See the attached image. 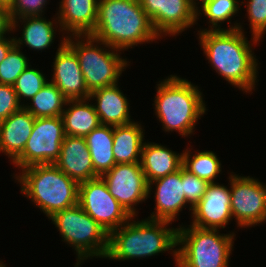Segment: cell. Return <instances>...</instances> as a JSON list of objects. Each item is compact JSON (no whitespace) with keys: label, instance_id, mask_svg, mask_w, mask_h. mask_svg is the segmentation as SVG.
<instances>
[{"label":"cell","instance_id":"cell-1","mask_svg":"<svg viewBox=\"0 0 266 267\" xmlns=\"http://www.w3.org/2000/svg\"><path fill=\"white\" fill-rule=\"evenodd\" d=\"M239 23L229 29L198 31L200 46L213 66L228 83L246 93L255 88L257 82V59Z\"/></svg>","mask_w":266,"mask_h":267},{"label":"cell","instance_id":"cell-2","mask_svg":"<svg viewBox=\"0 0 266 267\" xmlns=\"http://www.w3.org/2000/svg\"><path fill=\"white\" fill-rule=\"evenodd\" d=\"M90 36L121 51L160 38L138 0H99Z\"/></svg>","mask_w":266,"mask_h":267},{"label":"cell","instance_id":"cell-3","mask_svg":"<svg viewBox=\"0 0 266 267\" xmlns=\"http://www.w3.org/2000/svg\"><path fill=\"white\" fill-rule=\"evenodd\" d=\"M170 223L148 218L136 222L132 216L109 234V248L105 258L118 261L141 259L172 250L177 262V249L174 247L177 246L178 227L168 228Z\"/></svg>","mask_w":266,"mask_h":267},{"label":"cell","instance_id":"cell-4","mask_svg":"<svg viewBox=\"0 0 266 267\" xmlns=\"http://www.w3.org/2000/svg\"><path fill=\"white\" fill-rule=\"evenodd\" d=\"M157 86L155 114L164 131H176L182 137L191 135L196 122L206 112L198 87L177 75H170Z\"/></svg>","mask_w":266,"mask_h":267},{"label":"cell","instance_id":"cell-5","mask_svg":"<svg viewBox=\"0 0 266 267\" xmlns=\"http://www.w3.org/2000/svg\"><path fill=\"white\" fill-rule=\"evenodd\" d=\"M16 175L21 192L38 206L48 219L56 212L78 204L79 183L55 164H36Z\"/></svg>","mask_w":266,"mask_h":267},{"label":"cell","instance_id":"cell-6","mask_svg":"<svg viewBox=\"0 0 266 267\" xmlns=\"http://www.w3.org/2000/svg\"><path fill=\"white\" fill-rule=\"evenodd\" d=\"M219 233V234H218ZM234 233L189 225L177 229V267H229Z\"/></svg>","mask_w":266,"mask_h":267},{"label":"cell","instance_id":"cell-7","mask_svg":"<svg viewBox=\"0 0 266 267\" xmlns=\"http://www.w3.org/2000/svg\"><path fill=\"white\" fill-rule=\"evenodd\" d=\"M71 38L72 35L66 36V44L78 57L80 69L90 93L118 83L119 76L128 65L126 58H121L117 53L121 50L112 48L90 35H73L75 42ZM97 43L103 45L104 48L99 47Z\"/></svg>","mask_w":266,"mask_h":267},{"label":"cell","instance_id":"cell-8","mask_svg":"<svg viewBox=\"0 0 266 267\" xmlns=\"http://www.w3.org/2000/svg\"><path fill=\"white\" fill-rule=\"evenodd\" d=\"M63 240L72 245L78 256L75 267L90 257H106L109 234L79 204L56 212L50 217ZM82 260V261H81Z\"/></svg>","mask_w":266,"mask_h":267},{"label":"cell","instance_id":"cell-9","mask_svg":"<svg viewBox=\"0 0 266 267\" xmlns=\"http://www.w3.org/2000/svg\"><path fill=\"white\" fill-rule=\"evenodd\" d=\"M64 137L61 116L35 118L25 148L13 164L21 169L36 164H54L59 158Z\"/></svg>","mask_w":266,"mask_h":267},{"label":"cell","instance_id":"cell-10","mask_svg":"<svg viewBox=\"0 0 266 267\" xmlns=\"http://www.w3.org/2000/svg\"><path fill=\"white\" fill-rule=\"evenodd\" d=\"M78 204L108 234L132 217L110 194L101 177L79 183Z\"/></svg>","mask_w":266,"mask_h":267},{"label":"cell","instance_id":"cell-11","mask_svg":"<svg viewBox=\"0 0 266 267\" xmlns=\"http://www.w3.org/2000/svg\"><path fill=\"white\" fill-rule=\"evenodd\" d=\"M231 212L239 227L266 222V185L250 176L229 177Z\"/></svg>","mask_w":266,"mask_h":267},{"label":"cell","instance_id":"cell-12","mask_svg":"<svg viewBox=\"0 0 266 267\" xmlns=\"http://www.w3.org/2000/svg\"><path fill=\"white\" fill-rule=\"evenodd\" d=\"M106 183L110 194L133 217L135 207L148 197V182L140 163L115 164L100 176Z\"/></svg>","mask_w":266,"mask_h":267},{"label":"cell","instance_id":"cell-13","mask_svg":"<svg viewBox=\"0 0 266 267\" xmlns=\"http://www.w3.org/2000/svg\"><path fill=\"white\" fill-rule=\"evenodd\" d=\"M158 35L183 32L197 21V8L191 0H138Z\"/></svg>","mask_w":266,"mask_h":267},{"label":"cell","instance_id":"cell-14","mask_svg":"<svg viewBox=\"0 0 266 267\" xmlns=\"http://www.w3.org/2000/svg\"><path fill=\"white\" fill-rule=\"evenodd\" d=\"M230 189L216 182L210 183L200 201L192 208L193 226L225 228L232 220Z\"/></svg>","mask_w":266,"mask_h":267},{"label":"cell","instance_id":"cell-15","mask_svg":"<svg viewBox=\"0 0 266 267\" xmlns=\"http://www.w3.org/2000/svg\"><path fill=\"white\" fill-rule=\"evenodd\" d=\"M56 52L53 63V78L55 84L67 99H87L90 96L84 76L80 69L78 57L66 44V37Z\"/></svg>","mask_w":266,"mask_h":267},{"label":"cell","instance_id":"cell-16","mask_svg":"<svg viewBox=\"0 0 266 267\" xmlns=\"http://www.w3.org/2000/svg\"><path fill=\"white\" fill-rule=\"evenodd\" d=\"M155 184V211L152 212L149 219L159 221H174L179 212L186 204L184 188L182 184V168L165 177L158 178L148 183V194L152 191L151 185Z\"/></svg>","mask_w":266,"mask_h":267},{"label":"cell","instance_id":"cell-17","mask_svg":"<svg viewBox=\"0 0 266 267\" xmlns=\"http://www.w3.org/2000/svg\"><path fill=\"white\" fill-rule=\"evenodd\" d=\"M54 164L78 183L100 177L95 171L85 137L65 135Z\"/></svg>","mask_w":266,"mask_h":267},{"label":"cell","instance_id":"cell-18","mask_svg":"<svg viewBox=\"0 0 266 267\" xmlns=\"http://www.w3.org/2000/svg\"><path fill=\"white\" fill-rule=\"evenodd\" d=\"M99 0H61L56 19L66 34L90 35L96 25Z\"/></svg>","mask_w":266,"mask_h":267},{"label":"cell","instance_id":"cell-19","mask_svg":"<svg viewBox=\"0 0 266 267\" xmlns=\"http://www.w3.org/2000/svg\"><path fill=\"white\" fill-rule=\"evenodd\" d=\"M35 117L24 107L0 123V151L12 162L23 152L32 133Z\"/></svg>","mask_w":266,"mask_h":267},{"label":"cell","instance_id":"cell-20","mask_svg":"<svg viewBox=\"0 0 266 267\" xmlns=\"http://www.w3.org/2000/svg\"><path fill=\"white\" fill-rule=\"evenodd\" d=\"M89 99L97 102L94 107L101 124L114 127L133 122L130 119L129 101L119 89L118 83L91 92Z\"/></svg>","mask_w":266,"mask_h":267},{"label":"cell","instance_id":"cell-21","mask_svg":"<svg viewBox=\"0 0 266 267\" xmlns=\"http://www.w3.org/2000/svg\"><path fill=\"white\" fill-rule=\"evenodd\" d=\"M140 165L149 183L180 170L183 165V153L176 154L161 144L144 142Z\"/></svg>","mask_w":266,"mask_h":267},{"label":"cell","instance_id":"cell-22","mask_svg":"<svg viewBox=\"0 0 266 267\" xmlns=\"http://www.w3.org/2000/svg\"><path fill=\"white\" fill-rule=\"evenodd\" d=\"M87 101L90 99H67L70 107L61 115L65 135L86 137L101 124L94 104Z\"/></svg>","mask_w":266,"mask_h":267},{"label":"cell","instance_id":"cell-23","mask_svg":"<svg viewBox=\"0 0 266 267\" xmlns=\"http://www.w3.org/2000/svg\"><path fill=\"white\" fill-rule=\"evenodd\" d=\"M143 131L138 122L113 127V155L116 164L140 163Z\"/></svg>","mask_w":266,"mask_h":267},{"label":"cell","instance_id":"cell-24","mask_svg":"<svg viewBox=\"0 0 266 267\" xmlns=\"http://www.w3.org/2000/svg\"><path fill=\"white\" fill-rule=\"evenodd\" d=\"M85 139L94 171L101 176L116 164L113 155V126L100 124Z\"/></svg>","mask_w":266,"mask_h":267},{"label":"cell","instance_id":"cell-25","mask_svg":"<svg viewBox=\"0 0 266 267\" xmlns=\"http://www.w3.org/2000/svg\"><path fill=\"white\" fill-rule=\"evenodd\" d=\"M22 19V20H21ZM24 23L22 37L15 39V45L20 47L23 43L32 50L48 49L54 42L55 28L54 22L47 21L42 16H27L19 18Z\"/></svg>","mask_w":266,"mask_h":267},{"label":"cell","instance_id":"cell-26","mask_svg":"<svg viewBox=\"0 0 266 267\" xmlns=\"http://www.w3.org/2000/svg\"><path fill=\"white\" fill-rule=\"evenodd\" d=\"M30 101L33 105L23 107L35 118L58 117L64 111L63 108L66 106L67 98L55 84L48 81Z\"/></svg>","mask_w":266,"mask_h":267},{"label":"cell","instance_id":"cell-27","mask_svg":"<svg viewBox=\"0 0 266 267\" xmlns=\"http://www.w3.org/2000/svg\"><path fill=\"white\" fill-rule=\"evenodd\" d=\"M188 149L190 148L183 152L182 167L208 183L215 182L214 179L221 172V163L216 154L205 150L195 153L191 158V151Z\"/></svg>","mask_w":266,"mask_h":267},{"label":"cell","instance_id":"cell-28","mask_svg":"<svg viewBox=\"0 0 266 267\" xmlns=\"http://www.w3.org/2000/svg\"><path fill=\"white\" fill-rule=\"evenodd\" d=\"M238 3V0H205L201 5V9L197 8L196 10L197 19L201 14L200 11H202L203 15L208 18V23H211L210 30H223L218 24L227 20L231 24V17L240 9Z\"/></svg>","mask_w":266,"mask_h":267},{"label":"cell","instance_id":"cell-29","mask_svg":"<svg viewBox=\"0 0 266 267\" xmlns=\"http://www.w3.org/2000/svg\"><path fill=\"white\" fill-rule=\"evenodd\" d=\"M16 45L0 63V84L13 85L19 75L29 66V59Z\"/></svg>","mask_w":266,"mask_h":267},{"label":"cell","instance_id":"cell-30","mask_svg":"<svg viewBox=\"0 0 266 267\" xmlns=\"http://www.w3.org/2000/svg\"><path fill=\"white\" fill-rule=\"evenodd\" d=\"M47 82L42 72L28 66L16 79L13 88L21 102L22 98L30 100Z\"/></svg>","mask_w":266,"mask_h":267},{"label":"cell","instance_id":"cell-31","mask_svg":"<svg viewBox=\"0 0 266 267\" xmlns=\"http://www.w3.org/2000/svg\"><path fill=\"white\" fill-rule=\"evenodd\" d=\"M247 13L253 43L257 44L266 32V0H248Z\"/></svg>","mask_w":266,"mask_h":267},{"label":"cell","instance_id":"cell-32","mask_svg":"<svg viewBox=\"0 0 266 267\" xmlns=\"http://www.w3.org/2000/svg\"><path fill=\"white\" fill-rule=\"evenodd\" d=\"M182 184L184 188V196L186 201L190 204V210L200 201L206 192L210 183L196 175L189 173L182 167Z\"/></svg>","mask_w":266,"mask_h":267},{"label":"cell","instance_id":"cell-33","mask_svg":"<svg viewBox=\"0 0 266 267\" xmlns=\"http://www.w3.org/2000/svg\"><path fill=\"white\" fill-rule=\"evenodd\" d=\"M47 0H12L9 7L10 16L13 22V29L18 27L19 18L27 16H43V9L46 8ZM18 20V21H17Z\"/></svg>","mask_w":266,"mask_h":267},{"label":"cell","instance_id":"cell-34","mask_svg":"<svg viewBox=\"0 0 266 267\" xmlns=\"http://www.w3.org/2000/svg\"><path fill=\"white\" fill-rule=\"evenodd\" d=\"M24 105L19 102L13 85L0 84V121L8 118Z\"/></svg>","mask_w":266,"mask_h":267},{"label":"cell","instance_id":"cell-35","mask_svg":"<svg viewBox=\"0 0 266 267\" xmlns=\"http://www.w3.org/2000/svg\"><path fill=\"white\" fill-rule=\"evenodd\" d=\"M10 31L14 30L9 8L0 5V38Z\"/></svg>","mask_w":266,"mask_h":267},{"label":"cell","instance_id":"cell-36","mask_svg":"<svg viewBox=\"0 0 266 267\" xmlns=\"http://www.w3.org/2000/svg\"><path fill=\"white\" fill-rule=\"evenodd\" d=\"M15 46L14 37L7 39L6 37L0 38V63L7 56L8 52Z\"/></svg>","mask_w":266,"mask_h":267},{"label":"cell","instance_id":"cell-37","mask_svg":"<svg viewBox=\"0 0 266 267\" xmlns=\"http://www.w3.org/2000/svg\"><path fill=\"white\" fill-rule=\"evenodd\" d=\"M12 0H0V5L9 8Z\"/></svg>","mask_w":266,"mask_h":267},{"label":"cell","instance_id":"cell-38","mask_svg":"<svg viewBox=\"0 0 266 267\" xmlns=\"http://www.w3.org/2000/svg\"><path fill=\"white\" fill-rule=\"evenodd\" d=\"M197 0H191V3L196 7V8H199L197 3H196ZM200 1V4H202L205 0H199ZM197 5V6H196Z\"/></svg>","mask_w":266,"mask_h":267},{"label":"cell","instance_id":"cell-39","mask_svg":"<svg viewBox=\"0 0 266 267\" xmlns=\"http://www.w3.org/2000/svg\"><path fill=\"white\" fill-rule=\"evenodd\" d=\"M0 267H5V265L4 264H2V262L0 261Z\"/></svg>","mask_w":266,"mask_h":267}]
</instances>
